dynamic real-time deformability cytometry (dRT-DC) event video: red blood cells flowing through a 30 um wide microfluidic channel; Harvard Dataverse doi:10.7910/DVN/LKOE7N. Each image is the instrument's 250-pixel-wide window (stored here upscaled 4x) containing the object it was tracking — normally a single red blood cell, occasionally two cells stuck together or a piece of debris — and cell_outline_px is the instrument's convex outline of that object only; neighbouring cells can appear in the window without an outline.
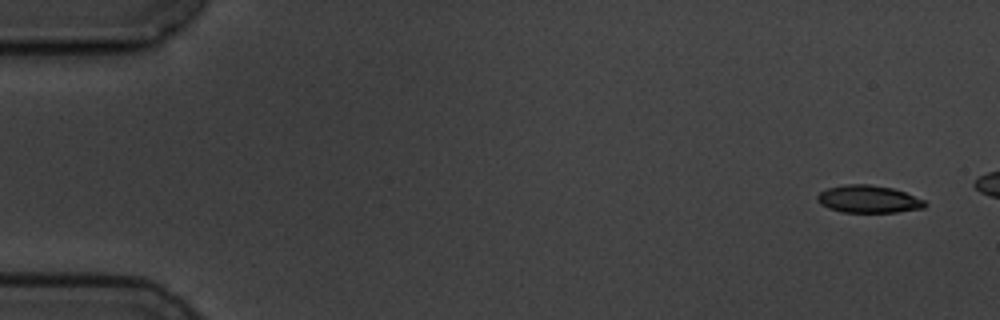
{"species": "common noctule bat (a hibernating species)", "species_latin": "Nyctalus noctula", "temperature_condition": "cold", "stored_images_in_passage": 4, "camera_frame_rate_fps": 3000, "um_per_image_px": 0.085, "animal": {"sex": "male", "body_mass_g": 19.5, "forearm_length_mm": 54.6}, "frame": {"image": 1, "passage_image": 1, "time_ms": 0.0, "image_size_px": [1000, 320], "cell_outline_px": [[928, 204], [924, 208], [896, 212], [844, 212], [828, 208], [820, 204], [816, 200], [816, 196], [820, 192], [828, 188], [848, 184], [868, 184], [892, 188], [904, 192], [924, 200]], "centroid_in_image_um": [73.81, 16.93], "position_along_channel_um": 11.2, "area_um2": 17.17}}
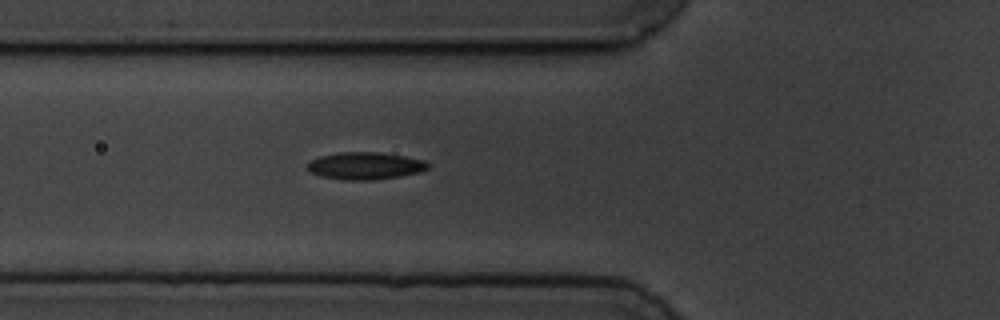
{"frame": {"image": 2, "passage_image": 4, "time_ms": 8.333, "image_size_px": [1000, 320], "cell_outline_px": [[428, 168], [420, 172], [400, 176], [372, 180], [344, 180], [320, 176], [308, 172], [304, 168], [312, 160], [320, 156], [340, 152], [380, 152], [404, 156], [424, 160], [428, 164]], "centroid_in_image_um": [31.0, 14.1], "position_along_channel_um": 94.8, "area_um2": 19.25}}